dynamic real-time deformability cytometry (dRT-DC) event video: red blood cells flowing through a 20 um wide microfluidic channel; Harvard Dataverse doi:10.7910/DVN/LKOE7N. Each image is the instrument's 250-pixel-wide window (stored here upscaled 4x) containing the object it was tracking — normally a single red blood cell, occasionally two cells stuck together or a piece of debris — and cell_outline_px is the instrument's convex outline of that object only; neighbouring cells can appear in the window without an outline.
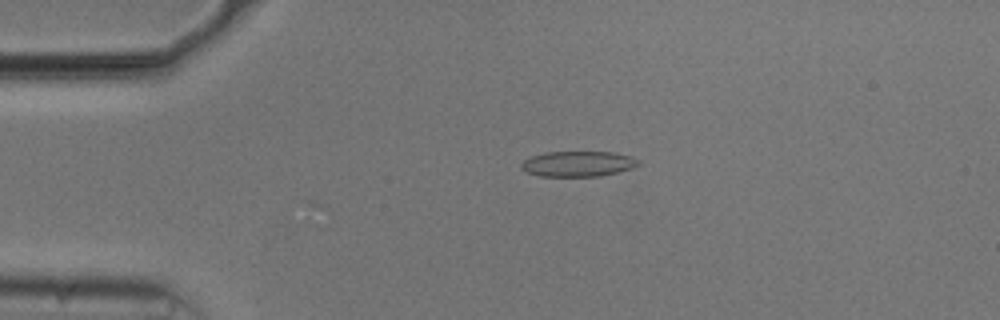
{"species": "common noctule bat (a hibernating species)", "species_latin": "Nyctalus noctula", "temperature_condition": "cold", "stored_images_in_passage": 40, "camera_frame_rate_fps": 3000, "um_per_image_px": 0.085, "animal": {"sex": "male", "body_mass_g": 20.5, "forearm_length_mm": 52.5}, "frame": {"image": 1, "passage_image": 3, "time_ms": 0.667, "image_size_px": [1000, 320], "cell_outline_px": [[640, 164], [632, 168], [600, 176], [540, 176], [528, 172], [520, 168], [520, 164], [524, 160], [532, 156], [548, 152], [612, 152], [632, 156], [640, 160]], "centroid_in_image_um": [49.15, 13.92], "position_along_channel_um": 35.9, "area_um2": 17.28}}
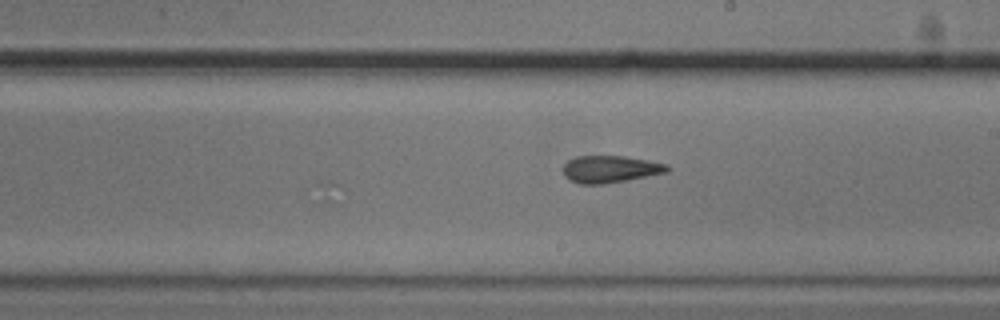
{"frame": {"image": 2, "passage_image": 22, "time_ms": 7.0, "image_size_px": [1000, 320], "cell_outline_px": [[672, 168], [668, 172], [604, 184], [580, 184], [568, 180], [564, 176], [564, 164], [568, 160], [576, 156], [624, 156], [648, 160], [668, 164]], "centroid_in_image_um": [51.87, 14.37], "position_along_channel_um": 237.1, "area_um2": 16.53}}
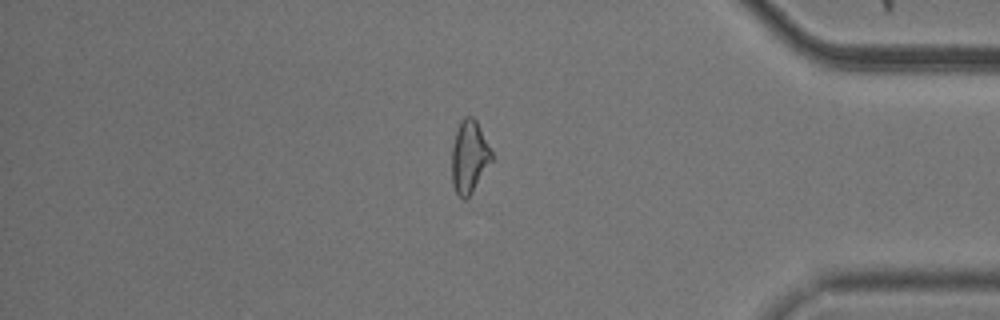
{"frame": {"image": 3, "passage_image": 37, "time_ms": 12.0, "image_size_px": [1000, 320], "cell_outline_px": [[492, 160], [472, 192], [464, 200], [456, 192], [452, 184], [452, 144], [460, 120], [464, 116], [472, 116], [476, 120], [492, 148]], "centroid_in_image_um": [39.89, 13.28], "position_along_channel_um": 395.3, "area_um2": 16.88}}